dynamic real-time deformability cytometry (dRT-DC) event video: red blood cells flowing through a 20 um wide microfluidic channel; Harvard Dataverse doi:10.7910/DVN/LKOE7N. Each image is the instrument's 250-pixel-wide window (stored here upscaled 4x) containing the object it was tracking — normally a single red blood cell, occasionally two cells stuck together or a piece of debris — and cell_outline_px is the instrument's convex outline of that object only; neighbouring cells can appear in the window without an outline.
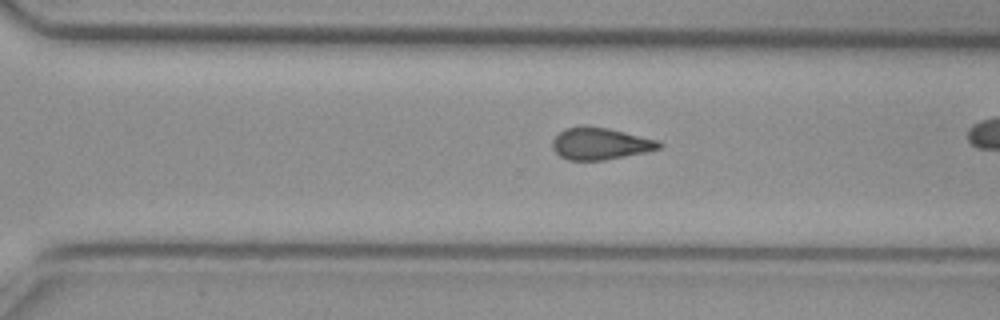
{"species": "common noctule bat (a hibernating species)", "species_latin": "Nyctalus noctula", "temperature_condition": "cold", "stored_images_in_passage": 35, "camera_frame_rate_fps": 3000, "um_per_image_px": 0.085, "animal": {"sex": "female", "body_mass_g": 29.2, "forearm_length_mm": 56.3}, "frame": {"image": 1, "passage_image": 30, "time_ms": 9.667, "image_size_px": [1000, 320], "cell_outline_px": [[664, 144], [660, 148], [648, 152], [604, 160], [568, 160], [560, 156], [552, 148], [552, 140], [564, 128], [580, 124], [584, 124], [608, 128], [660, 140]], "centroid_in_image_um": [51.03, 12.19], "position_along_channel_um": 319.6, "area_um2": 20.29}}